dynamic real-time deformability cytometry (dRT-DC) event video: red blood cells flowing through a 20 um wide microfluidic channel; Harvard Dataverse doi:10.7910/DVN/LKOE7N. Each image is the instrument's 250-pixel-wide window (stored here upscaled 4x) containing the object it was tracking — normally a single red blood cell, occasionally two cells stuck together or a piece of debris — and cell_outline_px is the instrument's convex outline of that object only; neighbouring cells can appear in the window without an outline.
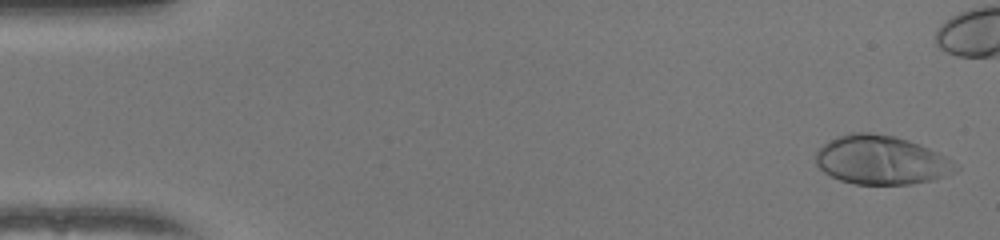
{"species": "human", "species_latin": "Homo sapiens", "temperature_condition": "warm", "stored_images_in_passage": 44, "camera_frame_rate_fps": 3000, "um_per_image_px": 0.085, "donor": {"sex": "female"}, "frame": {"image": 1, "passage_image": 2, "time_ms": 0.333, "image_size_px": [1000, 240], "cell_outline_px": [[960, 168], [956, 172], [936, 180], [912, 184], [856, 184], [840, 180], [824, 172], [816, 164], [816, 152], [828, 140], [836, 136], [848, 132], [872, 132], [896, 136], [920, 144], [940, 152]], "centroid_in_image_um": [74.93, 13.59], "position_along_channel_um": 10.1, "area_um2": 40.29}}
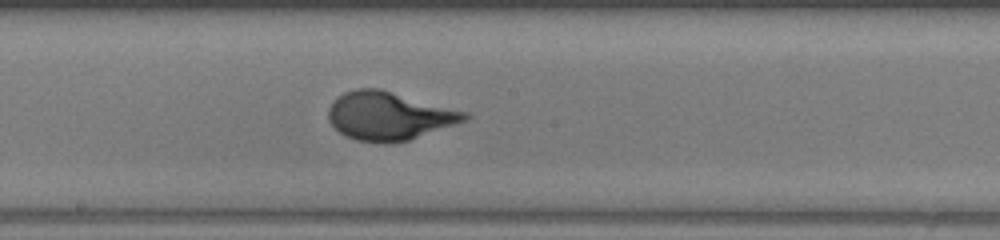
{"frame": {"image": 2, "passage_image": 28, "time_ms": 9.0, "image_size_px": [1000, 240], "cell_outline_px": [[472, 116], [464, 120], [408, 140], [384, 144], [356, 140], [344, 136], [328, 120], [328, 108], [344, 92], [356, 88], [380, 88], [468, 112]], "centroid_in_image_um": [33.04, 9.85], "position_along_channel_um": 215.2, "area_um2": 38.03}}
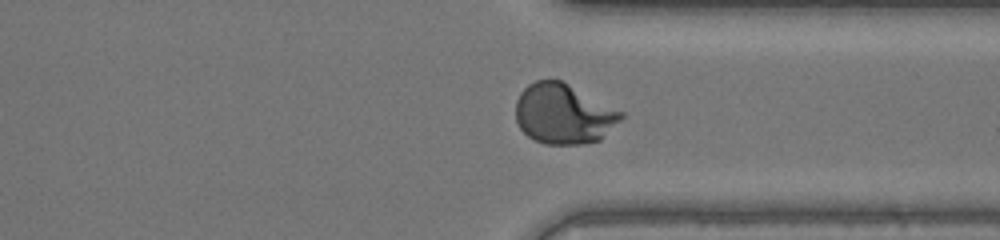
{"frame": {"image": 3, "passage_image": 39, "time_ms": 12.667, "image_size_px": [1000, 240], "cell_outline_px": [[624, 116], [600, 140], [584, 144], [544, 144], [528, 136], [520, 128], [516, 120], [516, 100], [520, 92], [528, 84], [536, 80], [560, 80], [624, 112]], "centroid_in_image_um": [47.89, 9.69], "position_along_channel_um": 363.5, "area_um2": 36.76}}